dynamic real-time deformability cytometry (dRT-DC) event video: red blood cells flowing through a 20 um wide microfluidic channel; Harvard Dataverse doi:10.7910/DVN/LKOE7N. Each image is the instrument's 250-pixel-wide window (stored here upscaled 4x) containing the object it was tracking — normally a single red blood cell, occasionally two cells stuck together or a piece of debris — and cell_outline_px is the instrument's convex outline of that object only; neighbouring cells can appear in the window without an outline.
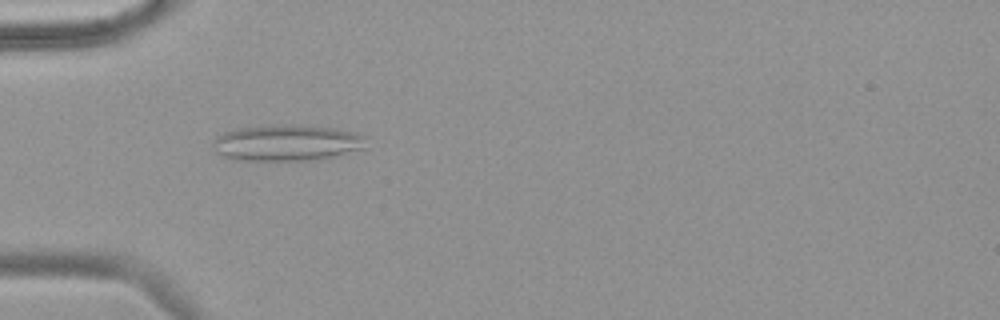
{"species": "common noctule bat (a hibernating species)", "species_latin": "Nyctalus noctula", "temperature_condition": "warm", "stored_images_in_passage": 55, "camera_frame_rate_fps": 3000, "um_per_image_px": 0.085, "animal": {"sex": "female", "body_mass_g": 18.4}, "frame": {"image": 1, "passage_image": 18, "time_ms": 5.667, "image_size_px": [1000, 320], "cell_outline_px": [[364, 148], [332, 156], [304, 160], [240, 160], [224, 156], [216, 152], [212, 144], [216, 136], [224, 132], [236, 128], [288, 124], [336, 128], [356, 132], [364, 136]], "centroid_in_image_um": [24.34, 12.12], "position_along_channel_um": 60.7, "area_um2": 31.91}}
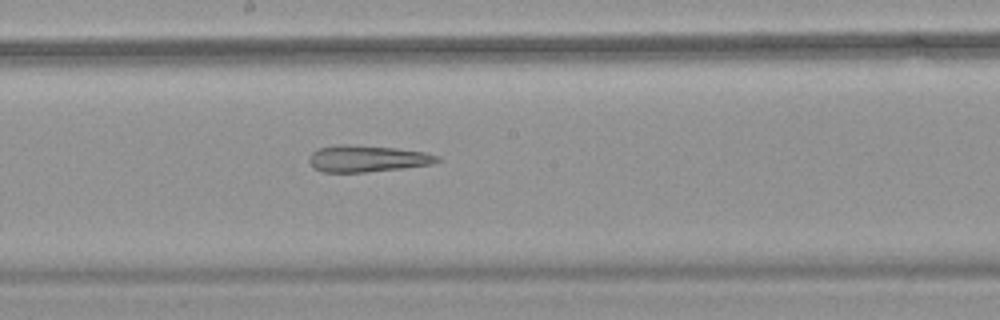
{"frame": {"image": 2, "passage_image": 31, "time_ms": 10.0, "image_size_px": [1000, 320], "cell_outline_px": [[440, 160], [432, 164], [404, 168], [368, 172], [320, 172], [312, 168], [308, 160], [308, 156], [312, 152], [320, 148], [340, 144], [348, 144], [396, 148], [424, 152], [440, 156]], "centroid_in_image_um": [31.18, 13.49], "position_along_channel_um": 217.0, "area_um2": 20.06}}
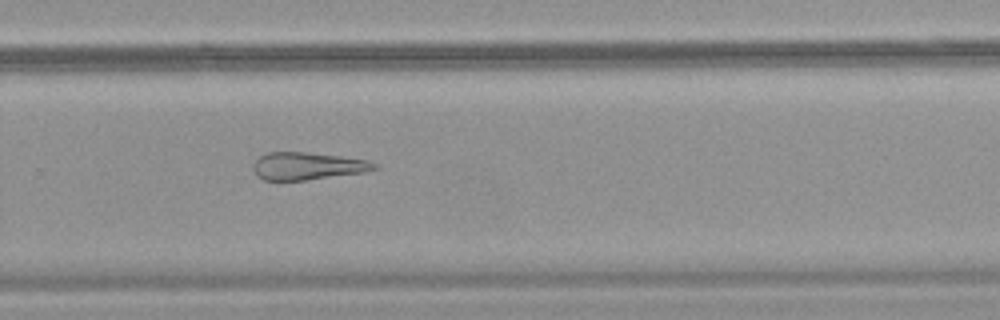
{"frame": {"image": 3, "passage_image": 38, "time_ms": 12.333, "image_size_px": [1000, 320], "cell_outline_px": [[380, 168], [364, 172], [304, 180], [264, 180], [256, 176], [252, 168], [252, 164], [260, 156], [268, 152], [308, 152], [340, 156], [368, 160], [376, 164]], "centroid_in_image_um": [26.11, 14.11], "position_along_channel_um": 303.7, "area_um2": 19.42}, "authors_computed_cell_mechanics": {"area_um2": 25.8944, "velocity_mm_per_s": 3.7316, "shape_relaxation_time_tau1_ms": null, "shape_relaxation_time_tau2_ms": 7.8093, "deformation_change_tau1": null, "deformation_change_tau2": 0.2411}}